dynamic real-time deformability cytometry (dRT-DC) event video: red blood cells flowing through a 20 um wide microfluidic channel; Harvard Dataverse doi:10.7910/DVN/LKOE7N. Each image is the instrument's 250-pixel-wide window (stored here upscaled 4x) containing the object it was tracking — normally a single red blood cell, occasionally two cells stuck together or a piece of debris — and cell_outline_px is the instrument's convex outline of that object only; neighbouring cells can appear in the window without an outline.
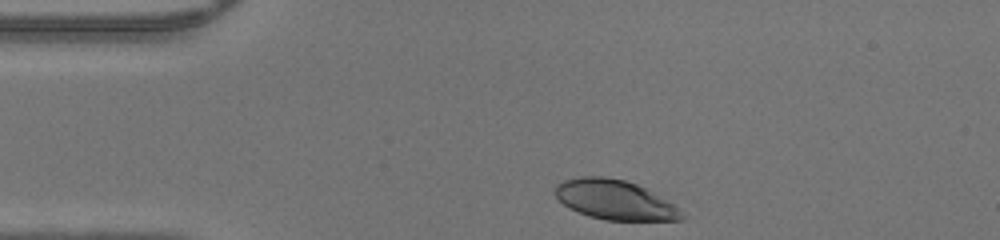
{"species": "human", "species_latin": "Homo sapiens", "temperature_condition": "warm", "stored_images_in_passage": 29, "camera_frame_rate_fps": 3000, "um_per_image_px": 0.085, "donor": {"sex": "male"}, "frame": {"image": 1, "passage_image": 1, "time_ms": 0.0, "image_size_px": [1000, 240], "cell_outline_px": [[688, 216], [684, 220], [604, 220], [588, 216], [568, 208], [552, 192], [556, 184], [564, 180], [580, 176], [604, 176], [624, 180], [648, 188], [672, 204]], "centroid_in_image_um": [52.25, 16.98], "position_along_channel_um": 32.8, "area_um2": 29.48}}
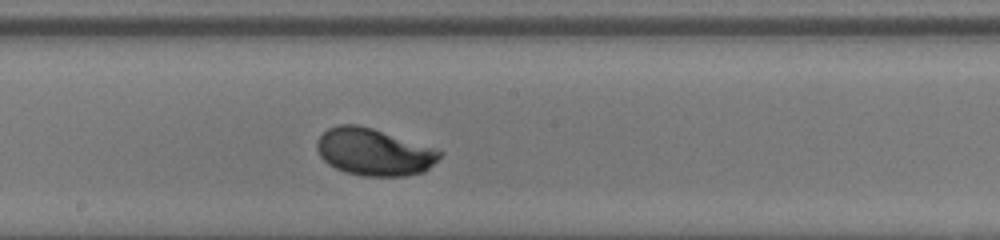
{"frame": {"image": 2, "passage_image": 17, "time_ms": 5.333, "image_size_px": [1000, 240], "cell_outline_px": [[444, 152], [424, 172], [408, 176], [364, 176], [344, 172], [328, 164], [320, 156], [316, 148], [316, 140], [328, 128], [340, 124], [356, 124], [372, 128]], "centroid_in_image_um": [31.73, 12.93], "position_along_channel_um": 216.5, "area_um2": 33.41}}
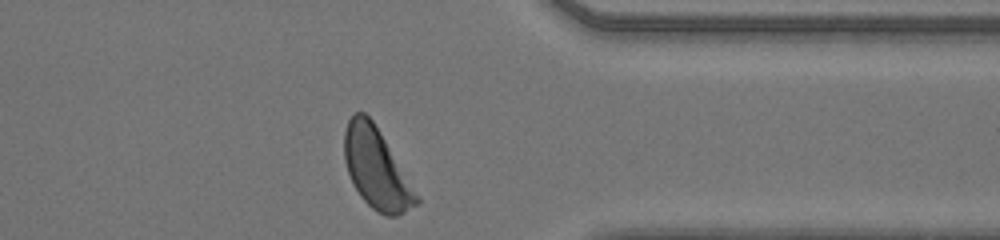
{"frame": {"image": 3, "passage_image": 29, "time_ms": 9.333, "image_size_px": [1000, 240], "cell_outline_px": [[420, 200], [416, 204], [404, 212], [396, 216], [384, 216], [376, 212], [360, 196], [352, 184], [344, 160], [344, 132], [348, 120], [356, 112], [364, 112], [372, 120], [420, 196]], "centroid_in_image_um": [31.98, 14.35], "position_along_channel_um": 379.4, "area_um2": 33.52}}